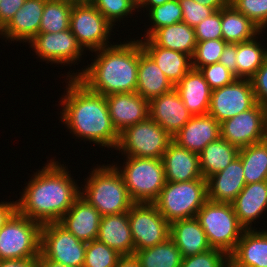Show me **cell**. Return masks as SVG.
<instances>
[{
	"mask_svg": "<svg viewBox=\"0 0 267 267\" xmlns=\"http://www.w3.org/2000/svg\"><path fill=\"white\" fill-rule=\"evenodd\" d=\"M47 160L42 169L34 173L20 194L17 211L40 223L59 222L80 196V187L64 164Z\"/></svg>",
	"mask_w": 267,
	"mask_h": 267,
	"instance_id": "obj_1",
	"label": "cell"
},
{
	"mask_svg": "<svg viewBox=\"0 0 267 267\" xmlns=\"http://www.w3.org/2000/svg\"><path fill=\"white\" fill-rule=\"evenodd\" d=\"M66 79L60 120L76 138L116 149L119 133L112 124L106 97L89 90L76 77Z\"/></svg>",
	"mask_w": 267,
	"mask_h": 267,
	"instance_id": "obj_2",
	"label": "cell"
},
{
	"mask_svg": "<svg viewBox=\"0 0 267 267\" xmlns=\"http://www.w3.org/2000/svg\"><path fill=\"white\" fill-rule=\"evenodd\" d=\"M130 40L93 51L97 56L90 65L76 73L67 72L66 77H76L89 90L105 97L136 92L139 39Z\"/></svg>",
	"mask_w": 267,
	"mask_h": 267,
	"instance_id": "obj_3",
	"label": "cell"
},
{
	"mask_svg": "<svg viewBox=\"0 0 267 267\" xmlns=\"http://www.w3.org/2000/svg\"><path fill=\"white\" fill-rule=\"evenodd\" d=\"M93 168L80 196L93 205L102 216L128 212L135 203L124 184L121 174L111 164Z\"/></svg>",
	"mask_w": 267,
	"mask_h": 267,
	"instance_id": "obj_4",
	"label": "cell"
},
{
	"mask_svg": "<svg viewBox=\"0 0 267 267\" xmlns=\"http://www.w3.org/2000/svg\"><path fill=\"white\" fill-rule=\"evenodd\" d=\"M126 158L123 167L114 163L112 165L121 174L131 199L135 203H153L166 183L162 159Z\"/></svg>",
	"mask_w": 267,
	"mask_h": 267,
	"instance_id": "obj_5",
	"label": "cell"
},
{
	"mask_svg": "<svg viewBox=\"0 0 267 267\" xmlns=\"http://www.w3.org/2000/svg\"><path fill=\"white\" fill-rule=\"evenodd\" d=\"M208 200L207 180L166 182L159 197L153 202L169 222L196 217Z\"/></svg>",
	"mask_w": 267,
	"mask_h": 267,
	"instance_id": "obj_6",
	"label": "cell"
},
{
	"mask_svg": "<svg viewBox=\"0 0 267 267\" xmlns=\"http://www.w3.org/2000/svg\"><path fill=\"white\" fill-rule=\"evenodd\" d=\"M211 248L224 251L228 256L236 248L245 228L239 223L231 203L207 200L197 212Z\"/></svg>",
	"mask_w": 267,
	"mask_h": 267,
	"instance_id": "obj_7",
	"label": "cell"
},
{
	"mask_svg": "<svg viewBox=\"0 0 267 267\" xmlns=\"http://www.w3.org/2000/svg\"><path fill=\"white\" fill-rule=\"evenodd\" d=\"M42 225L16 211L0 229V260L37 259Z\"/></svg>",
	"mask_w": 267,
	"mask_h": 267,
	"instance_id": "obj_8",
	"label": "cell"
},
{
	"mask_svg": "<svg viewBox=\"0 0 267 267\" xmlns=\"http://www.w3.org/2000/svg\"><path fill=\"white\" fill-rule=\"evenodd\" d=\"M172 141V136L148 117L120 132L115 150L125 156L162 159Z\"/></svg>",
	"mask_w": 267,
	"mask_h": 267,
	"instance_id": "obj_9",
	"label": "cell"
},
{
	"mask_svg": "<svg viewBox=\"0 0 267 267\" xmlns=\"http://www.w3.org/2000/svg\"><path fill=\"white\" fill-rule=\"evenodd\" d=\"M70 30L84 50H95L112 45L109 42L114 28L92 3L73 4ZM110 43V44H108ZM88 48V49H87Z\"/></svg>",
	"mask_w": 267,
	"mask_h": 267,
	"instance_id": "obj_10",
	"label": "cell"
},
{
	"mask_svg": "<svg viewBox=\"0 0 267 267\" xmlns=\"http://www.w3.org/2000/svg\"><path fill=\"white\" fill-rule=\"evenodd\" d=\"M86 242L76 238L59 222L41 228L40 253L47 259L70 267H83Z\"/></svg>",
	"mask_w": 267,
	"mask_h": 267,
	"instance_id": "obj_11",
	"label": "cell"
},
{
	"mask_svg": "<svg viewBox=\"0 0 267 267\" xmlns=\"http://www.w3.org/2000/svg\"><path fill=\"white\" fill-rule=\"evenodd\" d=\"M128 218L135 251L170 238V223L153 203H134L128 211Z\"/></svg>",
	"mask_w": 267,
	"mask_h": 267,
	"instance_id": "obj_12",
	"label": "cell"
},
{
	"mask_svg": "<svg viewBox=\"0 0 267 267\" xmlns=\"http://www.w3.org/2000/svg\"><path fill=\"white\" fill-rule=\"evenodd\" d=\"M266 129L267 110L259 103L220 123L221 137L238 149L264 141Z\"/></svg>",
	"mask_w": 267,
	"mask_h": 267,
	"instance_id": "obj_13",
	"label": "cell"
},
{
	"mask_svg": "<svg viewBox=\"0 0 267 267\" xmlns=\"http://www.w3.org/2000/svg\"><path fill=\"white\" fill-rule=\"evenodd\" d=\"M256 103L251 80L236 78L232 83L212 90L208 114L221 123Z\"/></svg>",
	"mask_w": 267,
	"mask_h": 267,
	"instance_id": "obj_14",
	"label": "cell"
},
{
	"mask_svg": "<svg viewBox=\"0 0 267 267\" xmlns=\"http://www.w3.org/2000/svg\"><path fill=\"white\" fill-rule=\"evenodd\" d=\"M28 45L41 60L48 64L51 62L64 66L75 65L85 53L70 28L56 33H38Z\"/></svg>",
	"mask_w": 267,
	"mask_h": 267,
	"instance_id": "obj_15",
	"label": "cell"
},
{
	"mask_svg": "<svg viewBox=\"0 0 267 267\" xmlns=\"http://www.w3.org/2000/svg\"><path fill=\"white\" fill-rule=\"evenodd\" d=\"M173 88L149 101V117L174 136L192 117Z\"/></svg>",
	"mask_w": 267,
	"mask_h": 267,
	"instance_id": "obj_16",
	"label": "cell"
},
{
	"mask_svg": "<svg viewBox=\"0 0 267 267\" xmlns=\"http://www.w3.org/2000/svg\"><path fill=\"white\" fill-rule=\"evenodd\" d=\"M109 115L118 133L149 117V101L136 92L106 96Z\"/></svg>",
	"mask_w": 267,
	"mask_h": 267,
	"instance_id": "obj_17",
	"label": "cell"
},
{
	"mask_svg": "<svg viewBox=\"0 0 267 267\" xmlns=\"http://www.w3.org/2000/svg\"><path fill=\"white\" fill-rule=\"evenodd\" d=\"M221 137L220 123L211 115H196L174 135L173 141L182 148L200 154L208 143Z\"/></svg>",
	"mask_w": 267,
	"mask_h": 267,
	"instance_id": "obj_18",
	"label": "cell"
},
{
	"mask_svg": "<svg viewBox=\"0 0 267 267\" xmlns=\"http://www.w3.org/2000/svg\"><path fill=\"white\" fill-rule=\"evenodd\" d=\"M46 0H25L9 23L2 29L5 41L29 43L38 33Z\"/></svg>",
	"mask_w": 267,
	"mask_h": 267,
	"instance_id": "obj_19",
	"label": "cell"
},
{
	"mask_svg": "<svg viewBox=\"0 0 267 267\" xmlns=\"http://www.w3.org/2000/svg\"><path fill=\"white\" fill-rule=\"evenodd\" d=\"M101 217L93 205L79 196L59 223L77 239L91 242L97 240Z\"/></svg>",
	"mask_w": 267,
	"mask_h": 267,
	"instance_id": "obj_20",
	"label": "cell"
},
{
	"mask_svg": "<svg viewBox=\"0 0 267 267\" xmlns=\"http://www.w3.org/2000/svg\"><path fill=\"white\" fill-rule=\"evenodd\" d=\"M245 185L242 161L238 156L224 170L207 179L208 199L232 203Z\"/></svg>",
	"mask_w": 267,
	"mask_h": 267,
	"instance_id": "obj_21",
	"label": "cell"
},
{
	"mask_svg": "<svg viewBox=\"0 0 267 267\" xmlns=\"http://www.w3.org/2000/svg\"><path fill=\"white\" fill-rule=\"evenodd\" d=\"M162 161L166 182L204 179L200 171L199 155L180 147L174 141L168 145Z\"/></svg>",
	"mask_w": 267,
	"mask_h": 267,
	"instance_id": "obj_22",
	"label": "cell"
},
{
	"mask_svg": "<svg viewBox=\"0 0 267 267\" xmlns=\"http://www.w3.org/2000/svg\"><path fill=\"white\" fill-rule=\"evenodd\" d=\"M229 262L235 267H267V230L245 229Z\"/></svg>",
	"mask_w": 267,
	"mask_h": 267,
	"instance_id": "obj_23",
	"label": "cell"
},
{
	"mask_svg": "<svg viewBox=\"0 0 267 267\" xmlns=\"http://www.w3.org/2000/svg\"><path fill=\"white\" fill-rule=\"evenodd\" d=\"M231 204L239 223L255 229L252 224L267 212V181L246 184Z\"/></svg>",
	"mask_w": 267,
	"mask_h": 267,
	"instance_id": "obj_24",
	"label": "cell"
},
{
	"mask_svg": "<svg viewBox=\"0 0 267 267\" xmlns=\"http://www.w3.org/2000/svg\"><path fill=\"white\" fill-rule=\"evenodd\" d=\"M174 88L193 116L208 114L212 90L199 69L191 68Z\"/></svg>",
	"mask_w": 267,
	"mask_h": 267,
	"instance_id": "obj_25",
	"label": "cell"
},
{
	"mask_svg": "<svg viewBox=\"0 0 267 267\" xmlns=\"http://www.w3.org/2000/svg\"><path fill=\"white\" fill-rule=\"evenodd\" d=\"M97 240L121 256L135 253L128 212L101 217Z\"/></svg>",
	"mask_w": 267,
	"mask_h": 267,
	"instance_id": "obj_26",
	"label": "cell"
},
{
	"mask_svg": "<svg viewBox=\"0 0 267 267\" xmlns=\"http://www.w3.org/2000/svg\"><path fill=\"white\" fill-rule=\"evenodd\" d=\"M170 238L180 250L182 258L212 249L196 217L170 223Z\"/></svg>",
	"mask_w": 267,
	"mask_h": 267,
	"instance_id": "obj_27",
	"label": "cell"
},
{
	"mask_svg": "<svg viewBox=\"0 0 267 267\" xmlns=\"http://www.w3.org/2000/svg\"><path fill=\"white\" fill-rule=\"evenodd\" d=\"M142 49L154 60L175 86L192 68L190 55L156 46L149 38H140Z\"/></svg>",
	"mask_w": 267,
	"mask_h": 267,
	"instance_id": "obj_28",
	"label": "cell"
},
{
	"mask_svg": "<svg viewBox=\"0 0 267 267\" xmlns=\"http://www.w3.org/2000/svg\"><path fill=\"white\" fill-rule=\"evenodd\" d=\"M174 88L154 60L142 49L139 40V64L136 93L148 101Z\"/></svg>",
	"mask_w": 267,
	"mask_h": 267,
	"instance_id": "obj_29",
	"label": "cell"
},
{
	"mask_svg": "<svg viewBox=\"0 0 267 267\" xmlns=\"http://www.w3.org/2000/svg\"><path fill=\"white\" fill-rule=\"evenodd\" d=\"M156 46L178 51L191 57L197 44L195 29L185 22L160 27L148 37Z\"/></svg>",
	"mask_w": 267,
	"mask_h": 267,
	"instance_id": "obj_30",
	"label": "cell"
},
{
	"mask_svg": "<svg viewBox=\"0 0 267 267\" xmlns=\"http://www.w3.org/2000/svg\"><path fill=\"white\" fill-rule=\"evenodd\" d=\"M222 39L227 43H241L252 40L262 30L231 4L221 9Z\"/></svg>",
	"mask_w": 267,
	"mask_h": 267,
	"instance_id": "obj_31",
	"label": "cell"
},
{
	"mask_svg": "<svg viewBox=\"0 0 267 267\" xmlns=\"http://www.w3.org/2000/svg\"><path fill=\"white\" fill-rule=\"evenodd\" d=\"M239 149L222 137L208 143L199 154L200 171L205 180L224 170L236 157Z\"/></svg>",
	"mask_w": 267,
	"mask_h": 267,
	"instance_id": "obj_32",
	"label": "cell"
},
{
	"mask_svg": "<svg viewBox=\"0 0 267 267\" xmlns=\"http://www.w3.org/2000/svg\"><path fill=\"white\" fill-rule=\"evenodd\" d=\"M245 183L267 181V143L262 141L239 149Z\"/></svg>",
	"mask_w": 267,
	"mask_h": 267,
	"instance_id": "obj_33",
	"label": "cell"
},
{
	"mask_svg": "<svg viewBox=\"0 0 267 267\" xmlns=\"http://www.w3.org/2000/svg\"><path fill=\"white\" fill-rule=\"evenodd\" d=\"M141 267H180L182 256L171 238L155 246L135 251Z\"/></svg>",
	"mask_w": 267,
	"mask_h": 267,
	"instance_id": "obj_34",
	"label": "cell"
},
{
	"mask_svg": "<svg viewBox=\"0 0 267 267\" xmlns=\"http://www.w3.org/2000/svg\"><path fill=\"white\" fill-rule=\"evenodd\" d=\"M257 37L237 43V78L250 80L267 59V48L257 41Z\"/></svg>",
	"mask_w": 267,
	"mask_h": 267,
	"instance_id": "obj_35",
	"label": "cell"
},
{
	"mask_svg": "<svg viewBox=\"0 0 267 267\" xmlns=\"http://www.w3.org/2000/svg\"><path fill=\"white\" fill-rule=\"evenodd\" d=\"M72 6L73 3L68 0H46L39 33H56L68 30Z\"/></svg>",
	"mask_w": 267,
	"mask_h": 267,
	"instance_id": "obj_36",
	"label": "cell"
},
{
	"mask_svg": "<svg viewBox=\"0 0 267 267\" xmlns=\"http://www.w3.org/2000/svg\"><path fill=\"white\" fill-rule=\"evenodd\" d=\"M151 27L146 30L143 38H148L155 30L160 27L169 26L175 23L182 22V8L179 0H170L166 3L150 8L148 10Z\"/></svg>",
	"mask_w": 267,
	"mask_h": 267,
	"instance_id": "obj_37",
	"label": "cell"
},
{
	"mask_svg": "<svg viewBox=\"0 0 267 267\" xmlns=\"http://www.w3.org/2000/svg\"><path fill=\"white\" fill-rule=\"evenodd\" d=\"M121 255L98 240L86 242L83 267H115Z\"/></svg>",
	"mask_w": 267,
	"mask_h": 267,
	"instance_id": "obj_38",
	"label": "cell"
},
{
	"mask_svg": "<svg viewBox=\"0 0 267 267\" xmlns=\"http://www.w3.org/2000/svg\"><path fill=\"white\" fill-rule=\"evenodd\" d=\"M92 4L112 26L138 9V0H94Z\"/></svg>",
	"mask_w": 267,
	"mask_h": 267,
	"instance_id": "obj_39",
	"label": "cell"
},
{
	"mask_svg": "<svg viewBox=\"0 0 267 267\" xmlns=\"http://www.w3.org/2000/svg\"><path fill=\"white\" fill-rule=\"evenodd\" d=\"M228 43L222 38L216 40L197 41L192 58V68L199 69L218 63L220 56Z\"/></svg>",
	"mask_w": 267,
	"mask_h": 267,
	"instance_id": "obj_40",
	"label": "cell"
},
{
	"mask_svg": "<svg viewBox=\"0 0 267 267\" xmlns=\"http://www.w3.org/2000/svg\"><path fill=\"white\" fill-rule=\"evenodd\" d=\"M230 4L248 17L262 32L267 27V0H230Z\"/></svg>",
	"mask_w": 267,
	"mask_h": 267,
	"instance_id": "obj_41",
	"label": "cell"
},
{
	"mask_svg": "<svg viewBox=\"0 0 267 267\" xmlns=\"http://www.w3.org/2000/svg\"><path fill=\"white\" fill-rule=\"evenodd\" d=\"M229 256L222 250L212 248L206 252L182 258L180 267H225Z\"/></svg>",
	"mask_w": 267,
	"mask_h": 267,
	"instance_id": "obj_42",
	"label": "cell"
},
{
	"mask_svg": "<svg viewBox=\"0 0 267 267\" xmlns=\"http://www.w3.org/2000/svg\"><path fill=\"white\" fill-rule=\"evenodd\" d=\"M199 71L211 90L226 86L236 79L235 75L220 62L200 67Z\"/></svg>",
	"mask_w": 267,
	"mask_h": 267,
	"instance_id": "obj_43",
	"label": "cell"
},
{
	"mask_svg": "<svg viewBox=\"0 0 267 267\" xmlns=\"http://www.w3.org/2000/svg\"><path fill=\"white\" fill-rule=\"evenodd\" d=\"M194 29L196 41L221 39V9L201 21Z\"/></svg>",
	"mask_w": 267,
	"mask_h": 267,
	"instance_id": "obj_44",
	"label": "cell"
},
{
	"mask_svg": "<svg viewBox=\"0 0 267 267\" xmlns=\"http://www.w3.org/2000/svg\"><path fill=\"white\" fill-rule=\"evenodd\" d=\"M179 3L182 8V21L193 28L215 12L213 8L204 6L194 0H179Z\"/></svg>",
	"mask_w": 267,
	"mask_h": 267,
	"instance_id": "obj_45",
	"label": "cell"
},
{
	"mask_svg": "<svg viewBox=\"0 0 267 267\" xmlns=\"http://www.w3.org/2000/svg\"><path fill=\"white\" fill-rule=\"evenodd\" d=\"M250 80L256 102L267 110V59Z\"/></svg>",
	"mask_w": 267,
	"mask_h": 267,
	"instance_id": "obj_46",
	"label": "cell"
},
{
	"mask_svg": "<svg viewBox=\"0 0 267 267\" xmlns=\"http://www.w3.org/2000/svg\"><path fill=\"white\" fill-rule=\"evenodd\" d=\"M24 2L25 0H0V27L2 29L23 6Z\"/></svg>",
	"mask_w": 267,
	"mask_h": 267,
	"instance_id": "obj_47",
	"label": "cell"
},
{
	"mask_svg": "<svg viewBox=\"0 0 267 267\" xmlns=\"http://www.w3.org/2000/svg\"><path fill=\"white\" fill-rule=\"evenodd\" d=\"M236 54L237 43H228L220 56L219 62L229 69L237 78Z\"/></svg>",
	"mask_w": 267,
	"mask_h": 267,
	"instance_id": "obj_48",
	"label": "cell"
},
{
	"mask_svg": "<svg viewBox=\"0 0 267 267\" xmlns=\"http://www.w3.org/2000/svg\"><path fill=\"white\" fill-rule=\"evenodd\" d=\"M17 211V202H0V229L5 225L9 218Z\"/></svg>",
	"mask_w": 267,
	"mask_h": 267,
	"instance_id": "obj_49",
	"label": "cell"
},
{
	"mask_svg": "<svg viewBox=\"0 0 267 267\" xmlns=\"http://www.w3.org/2000/svg\"><path fill=\"white\" fill-rule=\"evenodd\" d=\"M0 267H38L37 259L0 260Z\"/></svg>",
	"mask_w": 267,
	"mask_h": 267,
	"instance_id": "obj_50",
	"label": "cell"
},
{
	"mask_svg": "<svg viewBox=\"0 0 267 267\" xmlns=\"http://www.w3.org/2000/svg\"><path fill=\"white\" fill-rule=\"evenodd\" d=\"M115 267H141L138 258L133 255L121 256Z\"/></svg>",
	"mask_w": 267,
	"mask_h": 267,
	"instance_id": "obj_51",
	"label": "cell"
},
{
	"mask_svg": "<svg viewBox=\"0 0 267 267\" xmlns=\"http://www.w3.org/2000/svg\"><path fill=\"white\" fill-rule=\"evenodd\" d=\"M204 6L213 8L215 11L225 8L230 4V0H194Z\"/></svg>",
	"mask_w": 267,
	"mask_h": 267,
	"instance_id": "obj_52",
	"label": "cell"
},
{
	"mask_svg": "<svg viewBox=\"0 0 267 267\" xmlns=\"http://www.w3.org/2000/svg\"><path fill=\"white\" fill-rule=\"evenodd\" d=\"M37 261H38V267H70L62 263H58L53 260L47 259L41 253L37 258Z\"/></svg>",
	"mask_w": 267,
	"mask_h": 267,
	"instance_id": "obj_53",
	"label": "cell"
},
{
	"mask_svg": "<svg viewBox=\"0 0 267 267\" xmlns=\"http://www.w3.org/2000/svg\"><path fill=\"white\" fill-rule=\"evenodd\" d=\"M170 0H138V8H146L148 11L150 8L160 6Z\"/></svg>",
	"mask_w": 267,
	"mask_h": 267,
	"instance_id": "obj_54",
	"label": "cell"
},
{
	"mask_svg": "<svg viewBox=\"0 0 267 267\" xmlns=\"http://www.w3.org/2000/svg\"><path fill=\"white\" fill-rule=\"evenodd\" d=\"M73 4H84V3H93L94 0H68Z\"/></svg>",
	"mask_w": 267,
	"mask_h": 267,
	"instance_id": "obj_55",
	"label": "cell"
},
{
	"mask_svg": "<svg viewBox=\"0 0 267 267\" xmlns=\"http://www.w3.org/2000/svg\"><path fill=\"white\" fill-rule=\"evenodd\" d=\"M225 267H235V266H233L230 262H228Z\"/></svg>",
	"mask_w": 267,
	"mask_h": 267,
	"instance_id": "obj_56",
	"label": "cell"
},
{
	"mask_svg": "<svg viewBox=\"0 0 267 267\" xmlns=\"http://www.w3.org/2000/svg\"><path fill=\"white\" fill-rule=\"evenodd\" d=\"M264 140H265L266 143H267V129H266V133H265V138H264Z\"/></svg>",
	"mask_w": 267,
	"mask_h": 267,
	"instance_id": "obj_57",
	"label": "cell"
},
{
	"mask_svg": "<svg viewBox=\"0 0 267 267\" xmlns=\"http://www.w3.org/2000/svg\"><path fill=\"white\" fill-rule=\"evenodd\" d=\"M0 35L2 36V28L0 27Z\"/></svg>",
	"mask_w": 267,
	"mask_h": 267,
	"instance_id": "obj_58",
	"label": "cell"
}]
</instances>
